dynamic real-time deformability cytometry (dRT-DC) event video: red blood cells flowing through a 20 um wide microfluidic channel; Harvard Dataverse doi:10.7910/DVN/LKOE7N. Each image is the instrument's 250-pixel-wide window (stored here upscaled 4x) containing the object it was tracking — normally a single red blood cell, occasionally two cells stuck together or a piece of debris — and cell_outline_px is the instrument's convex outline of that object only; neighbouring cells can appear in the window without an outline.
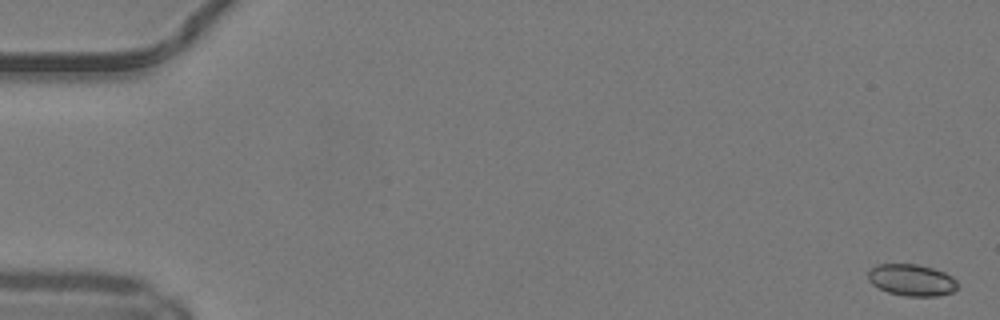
{"species": "common noctule bat (a hibernating species)", "species_latin": "Nyctalus noctula", "temperature_condition": "warm", "stored_images_in_passage": 12, "camera_frame_rate_fps": 3000, "um_per_image_px": 0.085, "animal": {"sex": "male", "body_mass_g": 19.2, "forearm_length_mm": 51.8}, "frame": {"image": 1, "passage_image": 1, "time_ms": 0.0, "image_size_px": [1000, 320], "cell_outline_px": [[960, 284], [952, 292], [936, 296], [904, 296], [888, 292], [872, 284], [868, 280], [868, 268], [876, 264], [916, 264], [932, 268], [944, 272], [952, 276]], "centroid_in_image_um": [77.48, 23.79], "position_along_channel_um": 7.5, "area_um2": 16.65}}